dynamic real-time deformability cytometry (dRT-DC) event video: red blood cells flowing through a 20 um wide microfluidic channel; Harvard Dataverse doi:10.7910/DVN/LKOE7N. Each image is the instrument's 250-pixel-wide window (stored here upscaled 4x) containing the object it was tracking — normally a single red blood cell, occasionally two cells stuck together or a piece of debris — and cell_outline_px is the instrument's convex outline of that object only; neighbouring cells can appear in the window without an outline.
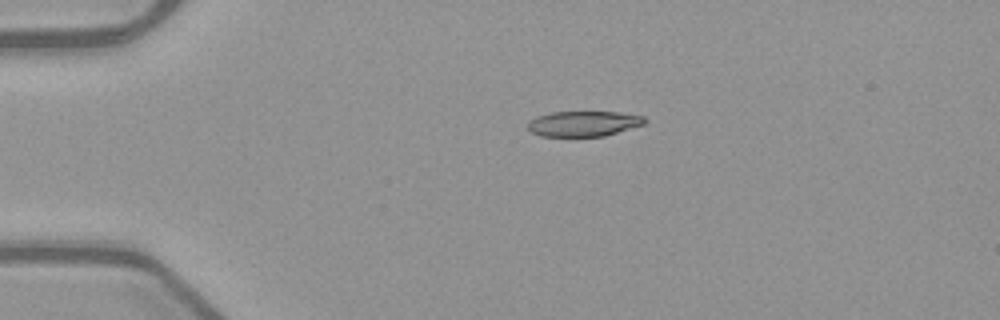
{"species": "common noctule bat (a hibernating species)", "species_latin": "Nyctalus noctula", "temperature_condition": "warm", "stored_images_in_passage": 41, "camera_frame_rate_fps": 3000, "um_per_image_px": 0.085, "animal": {"sex": "female", "body_mass_g": 21.9}, "frame": {"image": 1, "passage_image": 1, "time_ms": 0.0, "image_size_px": [1000, 320], "cell_outline_px": [[648, 120], [644, 124], [604, 136], [540, 136], [532, 132], [528, 128], [528, 120], [536, 116], [552, 112], [620, 112], [644, 116]], "centroid_in_image_um": [49.6, 10.5], "position_along_channel_um": 35.4, "area_um2": 17.28}}
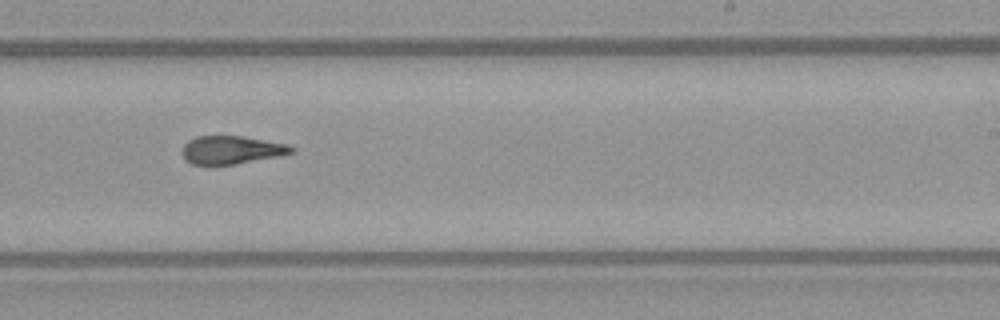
{"frame": {"image": 2, "passage_image": 22, "time_ms": 7.0, "image_size_px": [1000, 320], "cell_outline_px": [[296, 152], [280, 156], [236, 164], [212, 168], [192, 164], [184, 160], [180, 152], [184, 144], [188, 140], [196, 136], [244, 136], [288, 144], [296, 148]], "centroid_in_image_um": [19.63, 12.78], "position_along_channel_um": 269.4, "area_um2": 18.84}}
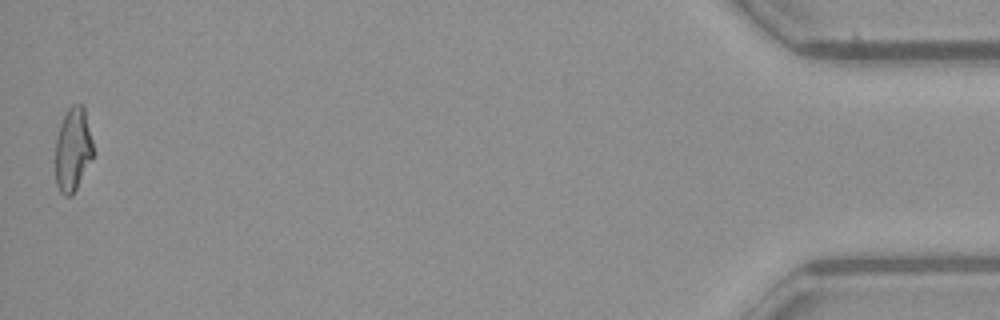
{"frame": {"image": 3, "passage_image": 41, "time_ms": 13.333, "image_size_px": [1000, 320], "cell_outline_px": [[92, 156], [72, 196], [64, 196], [60, 192], [56, 184], [56, 136], [60, 124], [68, 108], [72, 104], [84, 104], [92, 140]], "centroid_in_image_um": [6.18, 12.67], "position_along_channel_um": 429.0, "area_um2": 18.21}, "authors_computed_cell_mechanics": {"area_um2": 18.785, "velocity_mm_per_s": 4.0024, "shape_relaxation_time_tau1_ms": null, "shape_relaxation_time_tau2_ms": 3.0887, "deformation_change_tau1": null, "deformation_change_tau2": 0.1055}}